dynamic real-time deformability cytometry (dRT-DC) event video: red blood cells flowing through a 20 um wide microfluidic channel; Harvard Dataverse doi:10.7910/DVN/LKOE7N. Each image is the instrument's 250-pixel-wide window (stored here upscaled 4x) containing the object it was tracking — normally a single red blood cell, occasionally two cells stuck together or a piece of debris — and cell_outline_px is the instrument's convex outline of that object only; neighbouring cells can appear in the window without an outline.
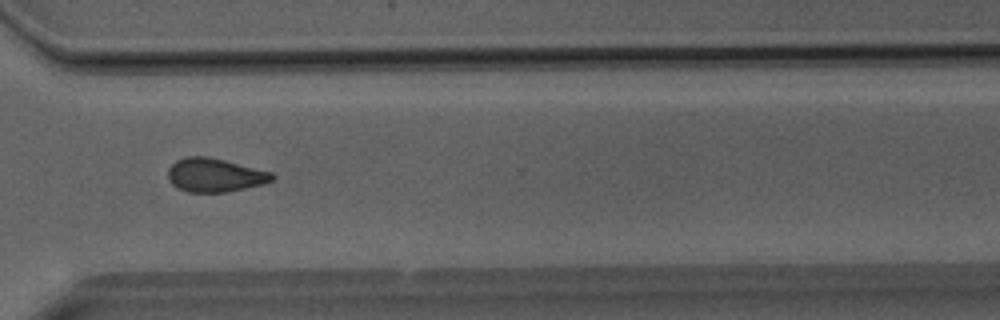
{"species": "Egyptian fruit bat (a non-hibernating species)", "species_latin": "Rousettus aegyptiacus", "temperature_condition": "room temperature", "stored_images_in_passage": 39, "camera_frame_rate_fps": 3000, "um_per_image_px": 0.085, "animal": {"sex": "male"}, "frame": {"image": 1, "passage_image": 28, "time_ms": 9.0, "image_size_px": [1000, 320], "cell_outline_px": [[276, 176], [272, 180], [260, 184], [244, 188], [224, 192], [188, 192], [176, 188], [168, 180], [168, 168], [176, 160], [184, 156], [208, 156], [272, 172]], "centroid_in_image_um": [18.21, 14.87], "position_along_channel_um": 352.4, "area_um2": 20.4}}
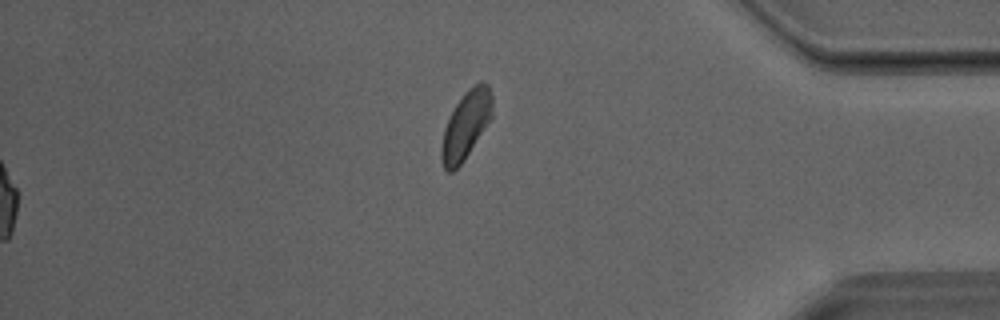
{"frame": {"image": 2, "passage_image": 39, "time_ms": 12.667, "image_size_px": [1000, 320], "cell_outline_px": [[492, 116], [464, 160], [452, 172], [448, 172], [444, 168], [440, 160], [440, 148], [444, 128], [456, 104], [464, 92], [468, 88], [480, 80], [484, 80], [488, 84], [492, 96]], "centroid_in_image_um": [39.59, 10.61], "position_along_channel_um": 395.6, "area_um2": 20.06}}